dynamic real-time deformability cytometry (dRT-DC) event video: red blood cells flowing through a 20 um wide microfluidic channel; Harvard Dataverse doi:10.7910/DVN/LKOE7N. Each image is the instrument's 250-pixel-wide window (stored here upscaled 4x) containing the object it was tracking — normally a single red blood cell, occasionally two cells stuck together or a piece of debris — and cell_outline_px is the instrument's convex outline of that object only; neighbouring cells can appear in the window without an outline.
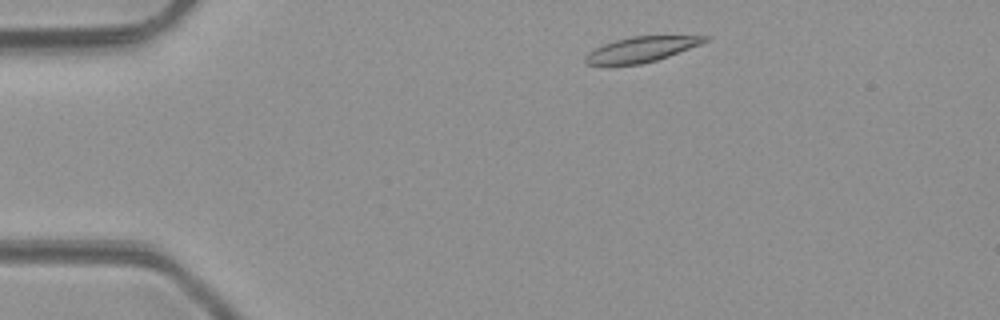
{"species": "common noctule bat (a hibernating species)", "species_latin": "Nyctalus noctula", "temperature_condition": "room temperature", "stored_images_in_passage": 4, "camera_frame_rate_fps": 3000, "um_per_image_px": 0.085, "animal": {"sex": "male", "body_mass_g": 23.1, "forearm_length_mm": 52.7}, "frame": {"image": 1, "passage_image": 4, "time_ms": 4.667, "image_size_px": [1000, 320], "cell_outline_px": [[712, 36], [708, 40], [700, 44], [668, 56], [656, 60], [640, 64], [588, 64], [584, 60], [584, 56], [588, 52], [604, 44], [616, 40], [632, 36]], "centroid_in_image_um": [54.51, 4.18], "position_along_channel_um": 30.5, "area_um2": 17.17}}